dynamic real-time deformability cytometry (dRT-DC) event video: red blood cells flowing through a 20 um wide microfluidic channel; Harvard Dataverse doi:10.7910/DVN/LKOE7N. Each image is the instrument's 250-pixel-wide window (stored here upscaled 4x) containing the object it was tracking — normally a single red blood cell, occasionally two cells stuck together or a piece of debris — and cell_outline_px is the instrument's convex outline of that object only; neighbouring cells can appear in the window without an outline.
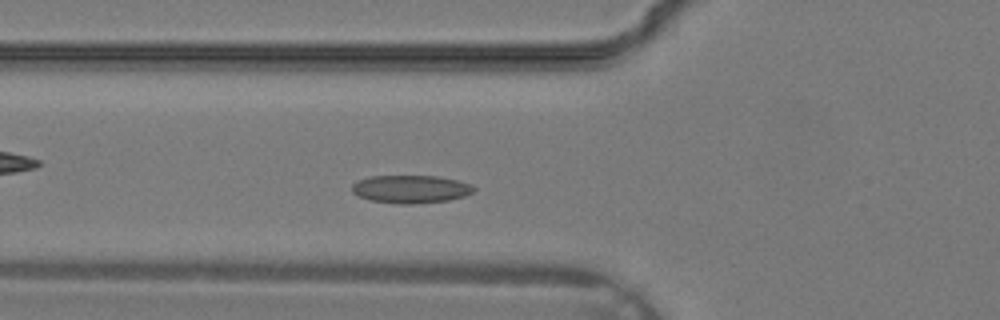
{"species": "common noctule bat (a hibernating species)", "species_latin": "Nyctalus noctula", "temperature_condition": "warm", "stored_images_in_passage": 29, "camera_frame_rate_fps": 3000, "um_per_image_px": 0.085, "animal": {"sex": "male", "body_mass_g": 19.2, "forearm_length_mm": 51.8}, "frame": {"image": 1, "passage_image": 5, "time_ms": 1.333, "image_size_px": [1000, 320], "cell_outline_px": [[476, 188], [472, 192], [464, 196], [448, 200], [408, 204], [396, 204], [372, 200], [360, 196], [352, 192], [352, 184], [356, 180], [368, 176], [436, 176], [456, 180], [472, 184]], "centroid_in_image_um": [34.89, 16.06], "position_along_channel_um": 90.9, "area_um2": 19.77}}
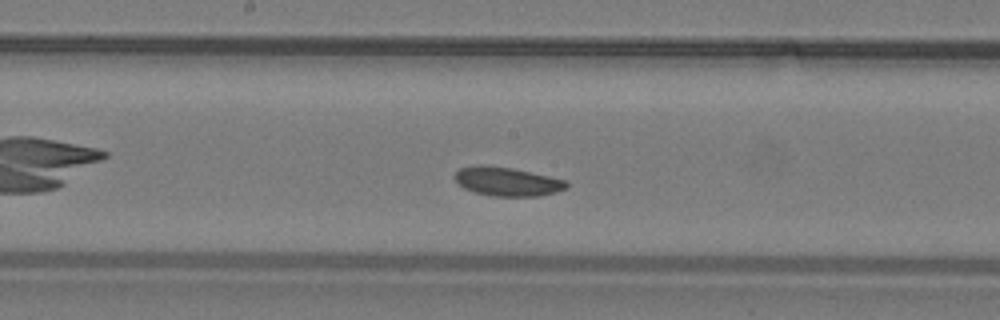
{"frame": {"image": 2, "passage_image": 11, "time_ms": 3.333, "image_size_px": [1000, 320], "cell_outline_px": [[568, 188], [556, 192], [540, 196], [492, 196], [476, 192], [464, 188], [456, 184], [456, 172], [460, 168], [480, 164], [488, 164], [512, 168], [548, 176], [564, 180], [568, 184]], "centroid_in_image_um": [43.09, 15.42], "position_along_channel_um": 205.1, "area_um2": 18.79}}
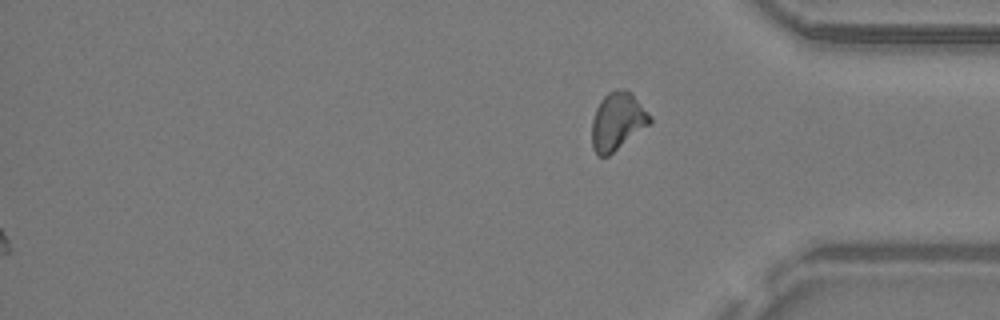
{"frame": {"image": 3, "passage_image": 29, "time_ms": 9.333, "image_size_px": [1000, 320], "cell_outline_px": [[652, 124], [608, 156], [596, 156], [592, 148], [592, 120], [596, 108], [600, 100], [608, 92], [624, 88], [632, 92], [652, 116]], "centroid_in_image_um": [52.51, 10.31], "position_along_channel_um": 382.7, "area_um2": 19.94}}